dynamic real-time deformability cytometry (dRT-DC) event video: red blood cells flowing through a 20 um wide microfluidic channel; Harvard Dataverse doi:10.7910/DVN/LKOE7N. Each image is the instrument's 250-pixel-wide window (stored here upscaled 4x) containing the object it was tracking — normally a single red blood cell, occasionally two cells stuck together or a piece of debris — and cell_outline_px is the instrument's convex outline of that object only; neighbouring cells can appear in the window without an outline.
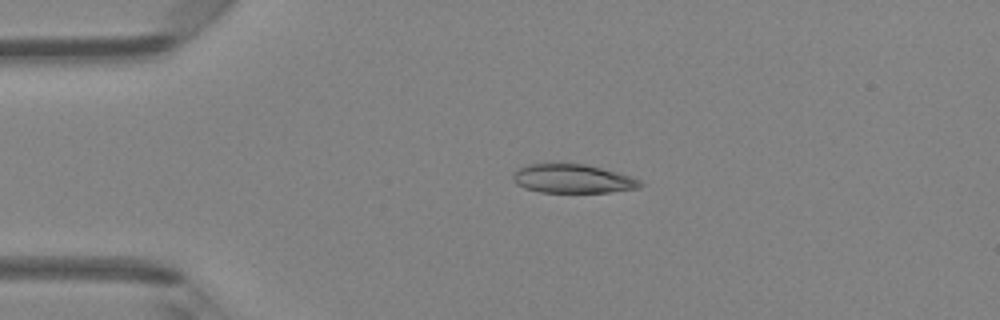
{"species": "Egyptian fruit bat (a non-hibernating species)", "species_latin": "Rousettus aegyptiacus", "temperature_condition": "room temperature", "stored_images_in_passage": 5, "camera_frame_rate_fps": 3000, "um_per_image_px": 0.085, "animal": {"sex": "female"}, "frame": {"image": 1, "passage_image": 4, "time_ms": 1.0, "image_size_px": [1000, 320], "cell_outline_px": [[644, 184], [640, 188], [608, 192], [540, 192], [524, 188], [516, 184], [512, 180], [512, 172], [516, 168], [528, 164], [584, 164], [616, 172], [640, 180]], "centroid_in_image_um": [48.62, 15.19], "position_along_channel_um": 36.4, "area_um2": 21.33}}